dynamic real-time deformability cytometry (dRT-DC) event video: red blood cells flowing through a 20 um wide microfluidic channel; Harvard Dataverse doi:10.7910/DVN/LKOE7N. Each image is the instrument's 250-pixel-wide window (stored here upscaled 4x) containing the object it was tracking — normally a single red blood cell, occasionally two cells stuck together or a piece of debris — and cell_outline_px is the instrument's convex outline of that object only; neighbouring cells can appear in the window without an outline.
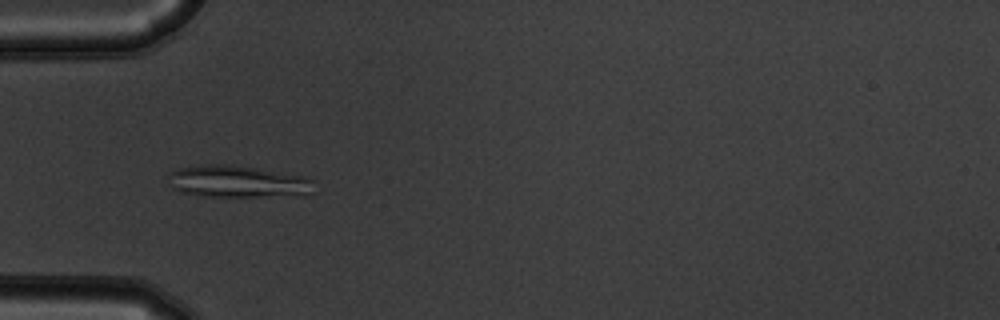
{"species": "common noctule bat (a hibernating species)", "species_latin": "Nyctalus noctula", "temperature_condition": "warm", "stored_images_in_passage": 51, "camera_frame_rate_fps": 3000, "um_per_image_px": 0.085, "animal": {"sex": "male", "body_mass_g": 19.5, "forearm_length_mm": 54.6}, "frame": {"image": 1, "passage_image": 15, "time_ms": 4.667, "image_size_px": [1000, 320], "cell_outline_px": [[312, 196], [204, 196], [180, 192], [172, 188], [168, 172], [180, 168], [208, 164], [228, 164], [256, 168], [304, 176], [312, 180]], "centroid_in_image_um": [20.24, 15.44], "position_along_channel_um": 64.8, "area_um2": 27.22}}
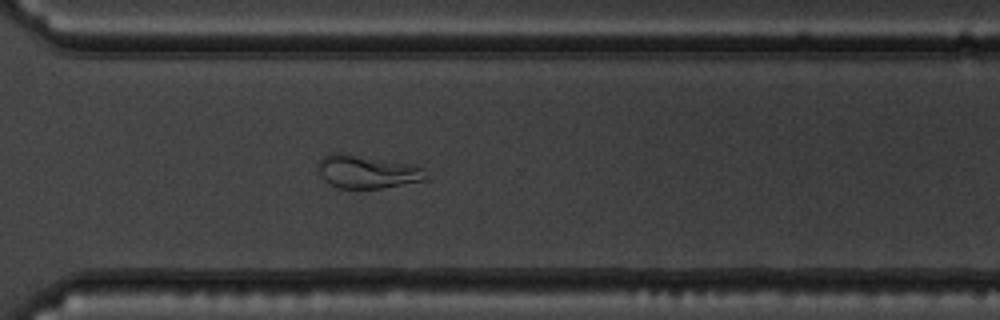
{"frame": {"image": 2, "passage_image": 37, "time_ms": 12.0, "image_size_px": [1000, 320], "cell_outline_px": [[428, 180], [380, 188], [336, 188], [328, 184], [320, 176], [316, 168], [320, 160], [328, 152], [340, 152], [412, 164], [424, 168], [428, 176]], "centroid_in_image_um": [31.18, 14.59], "position_along_channel_um": 339.4, "area_um2": 21.21}}
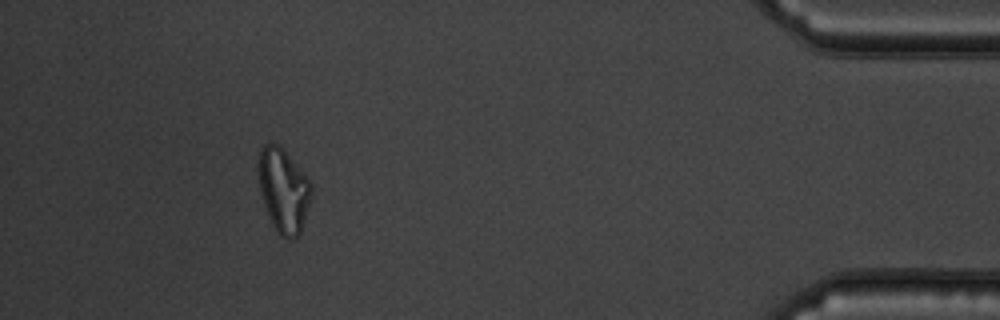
{"frame": {"image": 3, "passage_image": 47, "time_ms": 15.333, "image_size_px": [1000, 320], "cell_outline_px": [[312, 192], [304, 220], [300, 232], [292, 240], [288, 240], [280, 236], [272, 224], [264, 204], [260, 192], [256, 164], [260, 148], [264, 144], [280, 144], [304, 172], [312, 184]], "centroid_in_image_um": [24.07, 16.13], "position_along_channel_um": 411.1, "area_um2": 26.24}}